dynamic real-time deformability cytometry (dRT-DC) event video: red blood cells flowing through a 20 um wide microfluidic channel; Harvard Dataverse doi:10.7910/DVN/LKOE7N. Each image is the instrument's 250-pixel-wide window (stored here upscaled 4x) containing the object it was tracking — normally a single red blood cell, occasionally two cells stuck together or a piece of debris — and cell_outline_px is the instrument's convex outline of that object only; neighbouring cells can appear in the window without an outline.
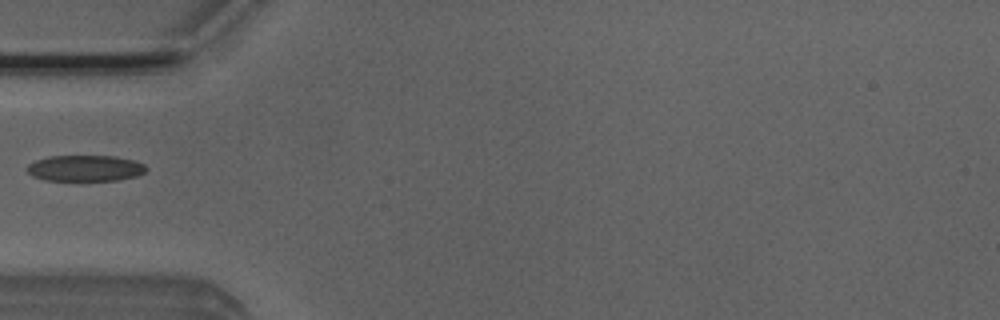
{"species": "Egyptian fruit bat (a non-hibernating species)", "species_latin": "Rousettus aegyptiacus", "temperature_condition": "room temperature", "stored_images_in_passage": 1, "camera_frame_rate_fps": 3000, "um_per_image_px": 0.085, "animal": {"sex": "male"}, "frame": {"image": 1, "passage_image": 1, "time_ms": 0.0, "image_size_px": [1000, 320], "cell_outline_px": [[148, 168], [144, 172], [136, 176], [120, 180], [80, 184], [44, 180], [32, 176], [24, 168], [28, 164], [36, 160], [48, 156], [112, 156], [132, 160], [144, 164]], "centroid_in_image_um": [7.19, 14.36], "position_along_channel_um": 77.8, "area_um2": 19.19}}